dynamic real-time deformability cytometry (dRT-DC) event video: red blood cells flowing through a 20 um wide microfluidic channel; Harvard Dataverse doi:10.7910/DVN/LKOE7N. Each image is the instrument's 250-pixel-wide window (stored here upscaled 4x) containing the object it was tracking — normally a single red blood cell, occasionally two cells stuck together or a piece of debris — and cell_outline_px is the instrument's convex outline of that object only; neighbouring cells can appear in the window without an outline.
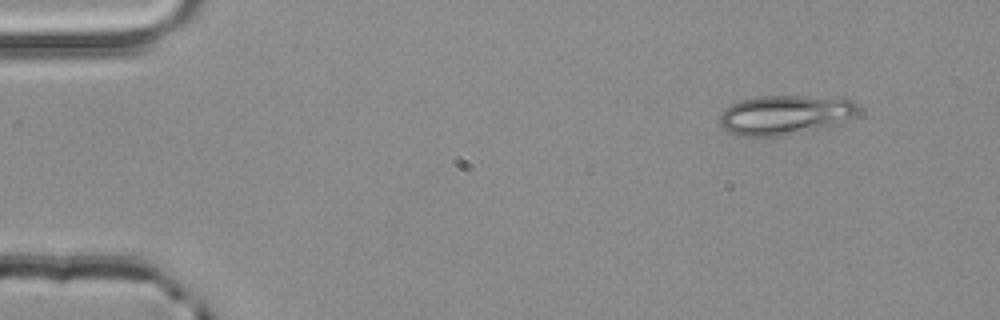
{"species": "common noctule bat (a hibernating species)", "species_latin": "Nyctalus noctula", "temperature_condition": "room temperature", "stored_images_in_passage": 3, "camera_frame_rate_fps": 3000, "um_per_image_px": 0.085, "animal": {"sex": "male", "body_mass_g": 20.4}, "frame": {"image": 1, "passage_image": 1, "time_ms": 0.0, "image_size_px": [1000, 320], "cell_outline_px": [[856, 112], [832, 124], [784, 136], [740, 136], [728, 132], [720, 124], [720, 116], [732, 104], [744, 100], [760, 96], [804, 96], [852, 100], [856, 104]], "centroid_in_image_um": [66.62, 9.77], "position_along_channel_um": 18.4, "area_um2": 30.63}}